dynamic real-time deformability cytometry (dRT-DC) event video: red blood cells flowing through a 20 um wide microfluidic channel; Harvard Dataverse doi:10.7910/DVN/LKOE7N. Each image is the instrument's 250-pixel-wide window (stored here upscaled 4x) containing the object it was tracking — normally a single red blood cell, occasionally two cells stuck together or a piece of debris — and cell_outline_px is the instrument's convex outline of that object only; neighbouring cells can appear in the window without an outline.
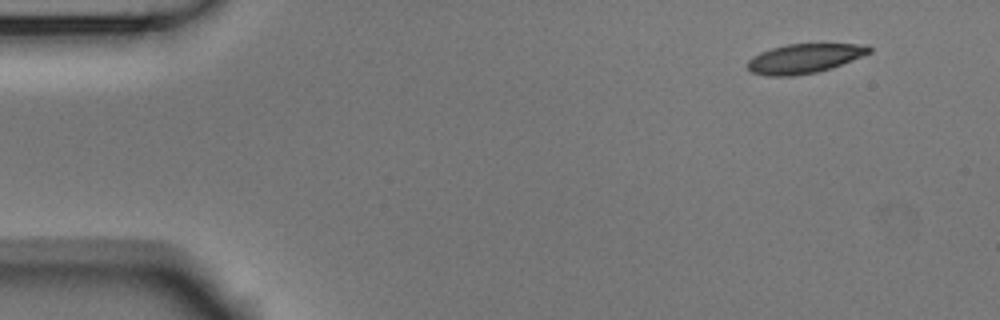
{"species": "Egyptian fruit bat (a non-hibernating species)", "species_latin": "Rousettus aegyptiacus", "temperature_condition": "room temperature", "stored_images_in_passage": 9, "camera_frame_rate_fps": 3000, "um_per_image_px": 0.085, "animal": {"sex": "male"}, "frame": {"image": 1, "passage_image": 1, "time_ms": 0.0, "image_size_px": [1000, 320], "cell_outline_px": [[872, 52], [832, 68], [816, 72], [792, 76], [768, 76], [752, 72], [748, 68], [748, 60], [752, 56], [760, 52], [772, 48], [788, 44], [868, 44], [872, 48]], "centroid_in_image_um": [68.39, 4.97], "position_along_channel_um": 16.6, "area_um2": 20.81}}
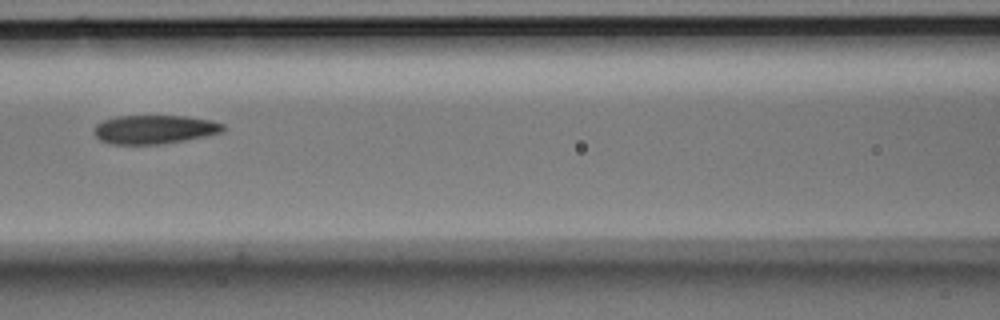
{"frame": {"image": 2, "passage_image": 6, "time_ms": 1.667, "image_size_px": [1000, 320], "cell_outline_px": [[224, 128], [220, 132], [204, 136], [184, 140], [160, 144], [112, 144], [100, 140], [92, 132], [96, 124], [104, 120], [116, 116], [184, 116], [212, 120], [224, 124]], "centroid_in_image_um": [13.08, 10.99], "position_along_channel_um": 153.5, "area_um2": 21.5}}
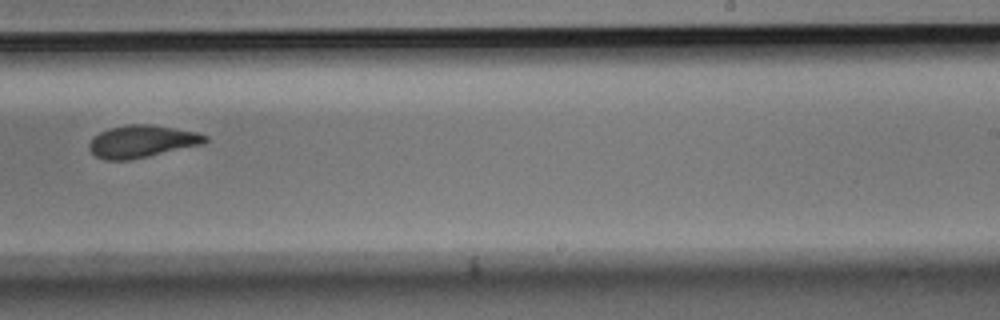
{"frame": {"image": 3, "passage_image": 9, "time_ms": 2.667, "image_size_px": [1000, 320], "cell_outline_px": [[208, 140], [204, 144], [148, 156], [128, 160], [104, 160], [96, 156], [88, 148], [88, 144], [92, 136], [108, 128], [128, 124], [148, 124], [196, 132], [208, 136]], "centroid_in_image_um": [12.03, 12.02], "position_along_channel_um": 277.0, "area_um2": 21.85}}